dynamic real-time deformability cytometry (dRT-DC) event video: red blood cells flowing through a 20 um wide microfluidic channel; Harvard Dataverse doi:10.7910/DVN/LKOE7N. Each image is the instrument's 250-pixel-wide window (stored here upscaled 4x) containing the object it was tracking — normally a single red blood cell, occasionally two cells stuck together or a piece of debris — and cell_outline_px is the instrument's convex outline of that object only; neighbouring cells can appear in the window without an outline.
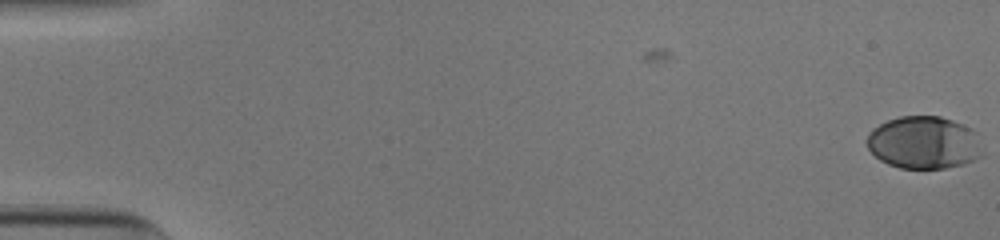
{"species": "human", "species_latin": "Homo sapiens", "temperature_condition": "cold", "stored_images_in_passage": 54, "camera_frame_rate_fps": 3000, "um_per_image_px": 0.085, "donor": {"sex": "male"}, "frame": {"image": 1, "passage_image": 1, "time_ms": 0.0, "image_size_px": [1000, 240], "cell_outline_px": [[984, 156], [976, 160], [964, 164], [944, 168], [900, 168], [888, 164], [880, 160], [868, 148], [868, 132], [872, 128], [888, 120], [900, 116], [940, 116], [952, 120], [968, 128], [972, 132]], "centroid_in_image_um": [78.49, 12.13], "position_along_channel_um": 6.5, "area_um2": 35.03}}
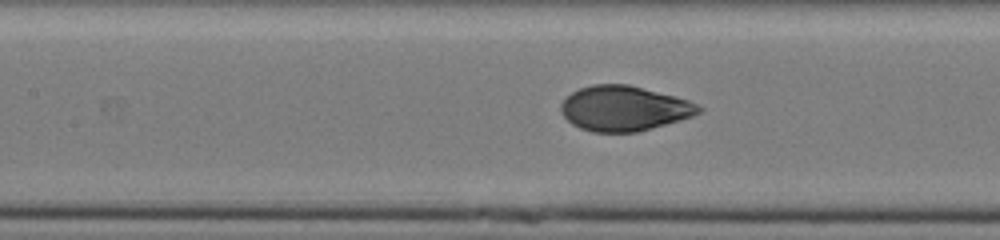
{"frame": {"image": 2, "passage_image": 26, "time_ms": 8.333, "image_size_px": [1000, 240], "cell_outline_px": [[704, 108], [700, 112], [692, 116], [680, 120], [636, 132], [592, 132], [580, 128], [572, 124], [560, 112], [560, 104], [572, 92], [580, 88], [592, 84], [628, 84], [676, 96], [688, 100]], "centroid_in_image_um": [53.03, 9.21], "position_along_channel_um": 154.4, "area_um2": 36.07}}
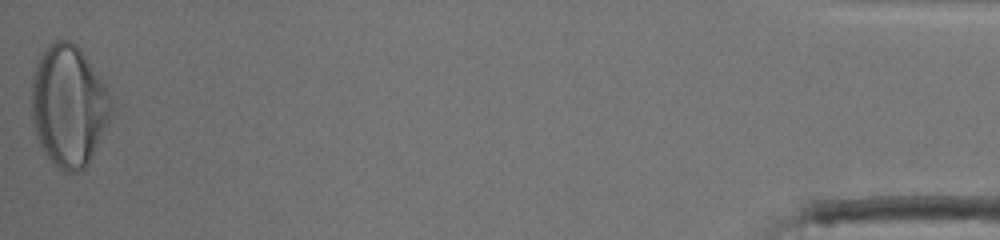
{"frame": {"image": 3, "passage_image": 54, "time_ms": 17.667, "image_size_px": [1000, 240], "cell_outline_px": [[112, 108], [108, 124], [88, 164], [80, 172], [64, 172], [48, 156], [40, 144], [36, 136], [32, 124], [32, 76], [36, 64], [44, 48], [48, 44], [56, 40], [68, 40], [76, 44], [80, 48], [104, 84]], "centroid_in_image_um": [5.82, 8.98], "position_along_channel_um": 429.4, "area_um2": 55.95}, "authors_computed_cell_mechanics": {"area_um2": 36.414, "velocity_mm_per_s": 3.9012, "shape_relaxation_time_tau1_ms": 5.2458, "shape_relaxation_time_tau2_ms": null, "deformation_change_tau1": 0.2098, "deformation_change_tau2": null}}